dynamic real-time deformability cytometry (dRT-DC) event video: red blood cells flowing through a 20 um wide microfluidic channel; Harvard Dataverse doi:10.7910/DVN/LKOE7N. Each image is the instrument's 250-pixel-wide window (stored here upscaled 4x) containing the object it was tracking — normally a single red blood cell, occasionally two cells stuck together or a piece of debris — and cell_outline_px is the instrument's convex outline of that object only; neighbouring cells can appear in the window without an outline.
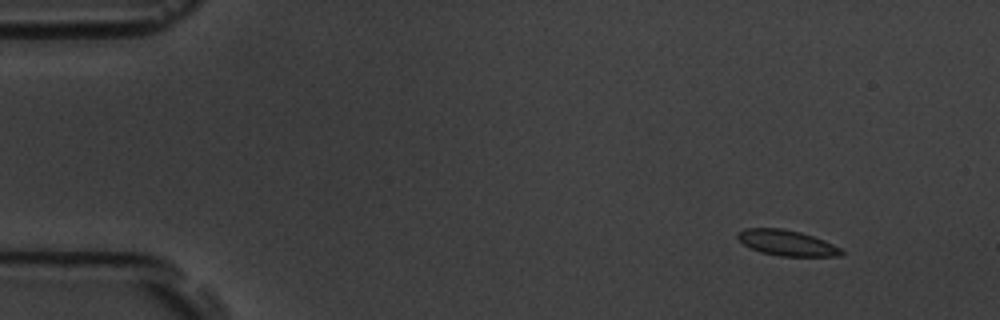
{"species": "common noctule bat (a hibernating species)", "species_latin": "Nyctalus noctula", "temperature_condition": "room temperature", "stored_images_in_passage": 5, "camera_frame_rate_fps": 3000, "um_per_image_px": 0.085, "animal": {"sex": "male", "body_mass_g": 19.5, "forearm_length_mm": 54.6}, "frame": {"image": 1, "passage_image": 2, "time_ms": 1.0, "image_size_px": [1000, 320], "cell_outline_px": [[844, 252], [840, 256], [780, 256], [760, 252], [744, 244], [736, 236], [736, 232], [744, 228], [780, 228], [800, 232], [824, 240], [840, 248]], "centroid_in_image_um": [66.85, 20.64], "position_along_channel_um": 18.1, "area_um2": 15.37}}
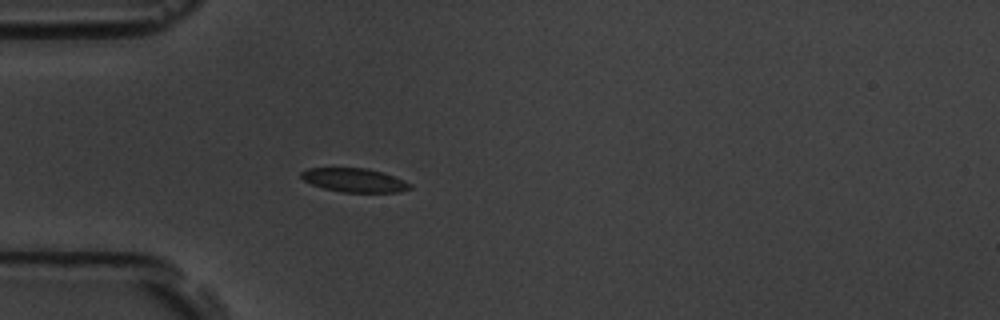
{"frame": {"image": 2, "passage_image": 5, "time_ms": 4.667, "image_size_px": [1000, 320], "cell_outline_px": [[412, 188], [400, 192], [344, 192], [324, 188], [312, 184], [304, 180], [300, 176], [300, 172], [308, 168], [364, 168], [380, 172], [404, 180], [412, 184]], "centroid_in_image_um": [30.12, 15.32], "position_along_channel_um": 54.9, "area_um2": 14.91}}